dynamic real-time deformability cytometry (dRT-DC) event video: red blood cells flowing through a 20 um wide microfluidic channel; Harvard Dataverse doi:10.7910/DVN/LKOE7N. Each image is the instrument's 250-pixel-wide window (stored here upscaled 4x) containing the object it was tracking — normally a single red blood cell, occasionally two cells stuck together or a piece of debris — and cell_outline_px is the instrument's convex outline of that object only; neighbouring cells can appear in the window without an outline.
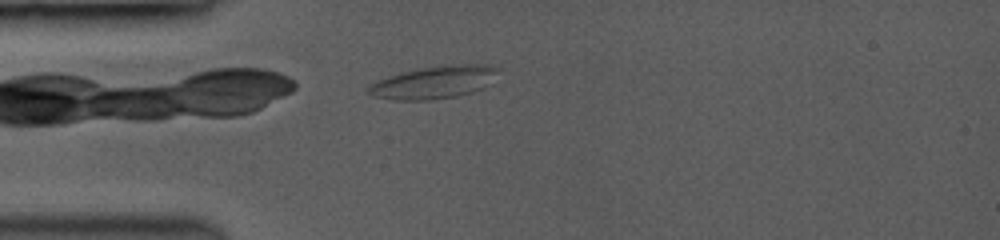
{"species": "common noctule bat (a hibernating species)", "species_latin": "Nyctalus noctula", "temperature_condition": "room temperature", "stored_images_in_passage": 2, "camera_frame_rate_fps": 3500, "um_per_image_px": 0.085, "animal": {"sex": "female", "body_mass_g": 19.0, "forearm_length_mm": 53.3}, "frame": {"image": 1, "passage_image": 2, "time_ms": 0.286, "image_size_px": [1000, 240], "cell_outline_px": [[492, 72], [480, 88], [472, 92], [452, 96], [424, 100], [400, 100], [376, 96], [368, 92], [368, 88], [372, 84], [380, 80], [404, 72], [424, 68], [468, 64], [492, 68]], "centroid_in_image_um": [36.72, 7.03], "position_along_channel_um": 48.3, "area_um2": 22.37}}